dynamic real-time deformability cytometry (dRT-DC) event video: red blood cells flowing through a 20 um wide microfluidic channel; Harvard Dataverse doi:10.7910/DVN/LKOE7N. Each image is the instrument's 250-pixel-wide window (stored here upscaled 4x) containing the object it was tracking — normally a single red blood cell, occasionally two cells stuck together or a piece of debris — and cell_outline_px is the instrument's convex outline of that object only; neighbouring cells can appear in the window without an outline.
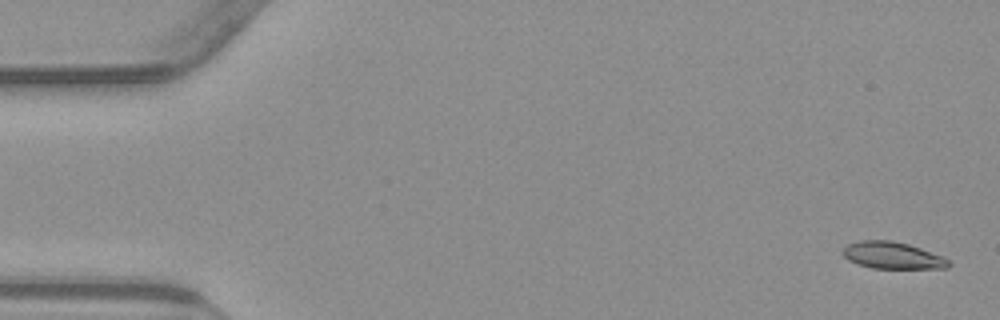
{"species": "common noctule bat (a hibernating species)", "species_latin": "Nyctalus noctula", "temperature_condition": "warm", "stored_images_in_passage": 54, "camera_frame_rate_fps": 3000, "um_per_image_px": 0.085, "animal": {"sex": "male", "body_mass_g": 23.1, "forearm_length_mm": 52.7}, "frame": {"image": 1, "passage_image": 2, "time_ms": 0.333, "image_size_px": [1000, 320], "cell_outline_px": [[952, 264], [948, 268], [872, 268], [848, 260], [844, 256], [844, 248], [848, 244], [860, 240], [892, 240], [908, 244], [944, 256]], "centroid_in_image_um": [75.9, 21.7], "position_along_channel_um": 9.1, "area_um2": 16.47}}
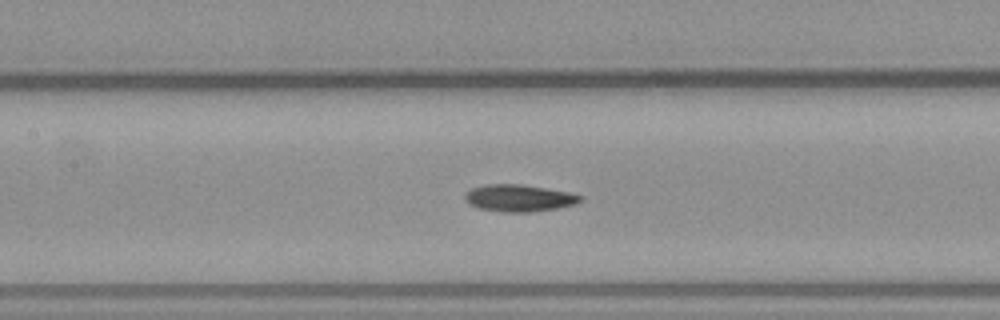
{"frame": {"image": 2, "passage_image": 25, "time_ms": 8.0, "image_size_px": [1000, 320], "cell_outline_px": [[584, 200], [576, 204], [556, 208], [532, 212], [500, 212], [476, 208], [464, 196], [472, 188], [488, 184], [520, 184], [568, 192], [584, 196]], "centroid_in_image_um": [44.17, 16.84], "position_along_channel_um": 163.2, "area_um2": 18.03}}
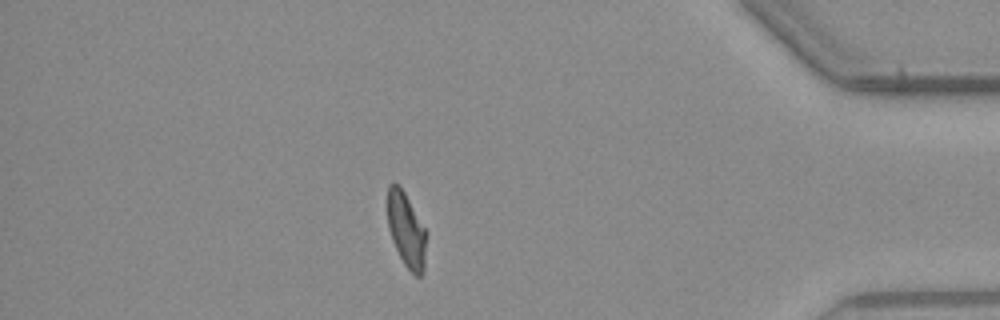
{"frame": {"image": 3, "passage_image": 47, "time_ms": 15.333, "image_size_px": [1000, 320], "cell_outline_px": [[424, 272], [420, 276], [416, 276], [404, 264], [392, 240], [388, 228], [388, 184], [400, 184], [424, 228]], "centroid_in_image_um": [34.5, 19.53], "position_along_channel_um": 400.7, "area_um2": 16.24}, "authors_computed_cell_mechanics": {"area_um2": 17.6001, "velocity_mm_per_s": 3.8413, "shape_relaxation_time_tau1_ms": 6.6518, "shape_relaxation_time_tau2_ms": 2.4784, "deformation_change_tau1": 0.1713, "deformation_change_tau2": 0.0901}}